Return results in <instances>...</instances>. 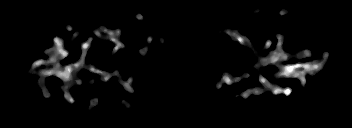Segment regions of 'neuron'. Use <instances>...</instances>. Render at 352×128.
<instances>
[{
    "label": "neuron",
    "mask_w": 352,
    "mask_h": 128,
    "mask_svg": "<svg viewBox=\"0 0 352 128\" xmlns=\"http://www.w3.org/2000/svg\"><path fill=\"white\" fill-rule=\"evenodd\" d=\"M139 20H143L144 16L138 14L136 16ZM102 30L106 33L105 36H102L100 34V30H95L94 33L100 38V39H107L110 40L112 42H114L116 44L115 48L113 49V52L109 53V58L113 57V54L120 48H125L124 44H122L119 40H118V36L120 34V30L116 29V30H109L106 29L105 27L102 28ZM227 33V35L231 38V40L233 41H239L241 43V45H246L248 47H251L250 41L248 40V38L246 36H241L238 34V31L236 30H227L225 31ZM277 38L279 39V42L276 45V51L272 52L269 54V56H266L265 58H261L258 57V60L260 62V64H262L263 66L266 65H270V64H277L278 61H280L281 59L288 61L291 56L289 54H287L284 50L281 49V45H282V40L284 39L283 35H277ZM93 39L89 38L87 40V42H83L81 44L82 47V55L79 61H77L76 63H72L69 64L65 67V70L61 69L60 64L58 63L59 60L64 59L68 56V53L64 50L63 48V40H60L58 37L54 38V45L52 46V51L49 54V59L47 61L44 60H39L33 63V66H40L42 64L45 65H49V66H53L47 69H40L37 71V74H39L40 76H51V75H56L59 76L63 81H64V85L61 86V89L64 91L65 93V97L66 99L70 102V104H72L74 102V99L72 96H70V94L68 93V88H69V82L70 81H76L77 85L82 84V81H80L79 79L76 78V75H74V71H78L81 70V68H89L90 73H96L102 76V79L104 82L108 81L109 78L111 77V75L107 72H102L101 70L95 68L93 65H85V57L87 54V49L89 48L91 41ZM153 40V36L149 35L147 38V41L149 43H151ZM272 45V41L268 40L265 44V47L268 48ZM146 53V48L144 47L142 49L141 54L145 55ZM301 55L303 56H310L312 53L310 50L306 49L304 51L300 52ZM328 57V53L325 52L323 54V58L326 60ZM324 59L322 62H317V61H310L306 64H299L296 63L294 65H288V66H282V65H278L279 68L282 69L281 72H278L275 74V77H296L299 78L301 80V85L304 86L306 80H305V74L309 73L311 75H314L315 72H317L321 65L324 63ZM298 68H303L302 71H298ZM119 79L118 81L120 82V84L122 86H124V88L126 90H128V92H131L133 89L131 88L130 84L132 83V78H129L128 81L126 82H122L121 81V76H118ZM241 80V76L240 77H234L231 76V74H227L225 73L222 76L221 82H218L216 84L217 89H220L221 84L226 83V84H233L234 82H239ZM260 82L264 84V88H254V89H248L247 91L242 93V96L244 98L249 97L251 94H255V95H259L262 94L264 92H266L268 89H271L272 93L277 95L280 93H284L286 95L291 94L292 90L289 88H284L281 89L278 86L272 85L270 84L263 76H261L259 78ZM97 80H90V84H94L96 83ZM98 98H94L93 100L90 101V105L91 107V111L95 108V105L97 104Z\"/></svg>",
    "instance_id": "2dd73e0c"
}]
</instances>
